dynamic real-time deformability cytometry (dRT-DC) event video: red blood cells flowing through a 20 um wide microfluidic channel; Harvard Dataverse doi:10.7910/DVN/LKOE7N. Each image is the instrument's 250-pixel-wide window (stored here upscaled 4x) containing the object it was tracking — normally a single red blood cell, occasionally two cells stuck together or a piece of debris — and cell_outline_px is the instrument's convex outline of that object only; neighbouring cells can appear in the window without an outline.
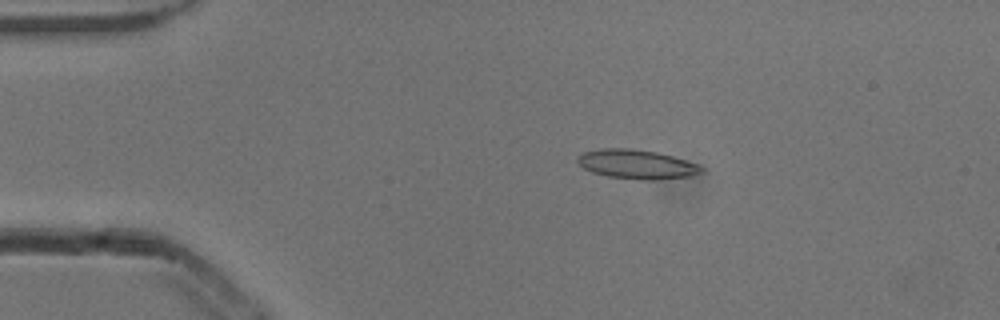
{"species": "common noctule bat (a hibernating species)", "species_latin": "Nyctalus noctula", "temperature_condition": "cold", "stored_images_in_passage": 4, "camera_frame_rate_fps": 3000, "um_per_image_px": 0.085, "animal": {"sex": "male", "body_mass_g": 13.3}, "frame": {"image": 1, "passage_image": 4, "time_ms": 1.0, "image_size_px": [1000, 320], "cell_outline_px": [[704, 172], [688, 176], [656, 180], [644, 180], [608, 176], [592, 172], [584, 168], [576, 160], [584, 152], [600, 148], [628, 148], [656, 152], [672, 156], [700, 164], [704, 168]], "centroid_in_image_um": [54.16, 13.96], "position_along_channel_um": 30.8, "area_um2": 20.98}}